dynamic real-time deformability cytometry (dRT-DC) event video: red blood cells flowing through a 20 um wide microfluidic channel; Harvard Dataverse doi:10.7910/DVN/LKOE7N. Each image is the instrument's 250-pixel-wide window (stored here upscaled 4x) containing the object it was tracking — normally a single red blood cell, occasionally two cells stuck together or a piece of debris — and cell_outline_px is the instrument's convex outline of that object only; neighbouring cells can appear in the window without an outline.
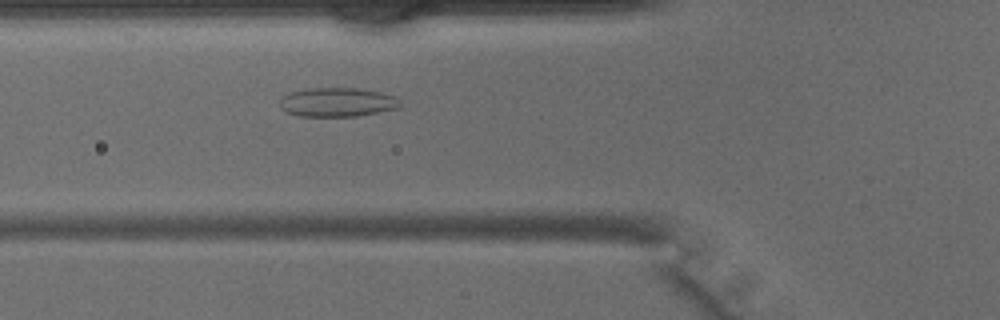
{"species": "common noctule bat (a hibernating species)", "species_latin": "Nyctalus noctula", "temperature_condition": "warm", "stored_images_in_passage": 32, "camera_frame_rate_fps": 3000, "um_per_image_px": 0.085, "animal": {"sex": "male", "body_mass_g": 15.6}, "frame": {"image": 1, "passage_image": 4, "time_ms": 1.0, "image_size_px": [1000, 320], "cell_outline_px": [[404, 104], [400, 108], [356, 116], [300, 116], [288, 112], [280, 108], [280, 100], [284, 96], [292, 92], [308, 88], [360, 88], [380, 92], [396, 96]], "centroid_in_image_um": [28.74, 8.68], "position_along_channel_um": 97.1, "area_um2": 20.46}}
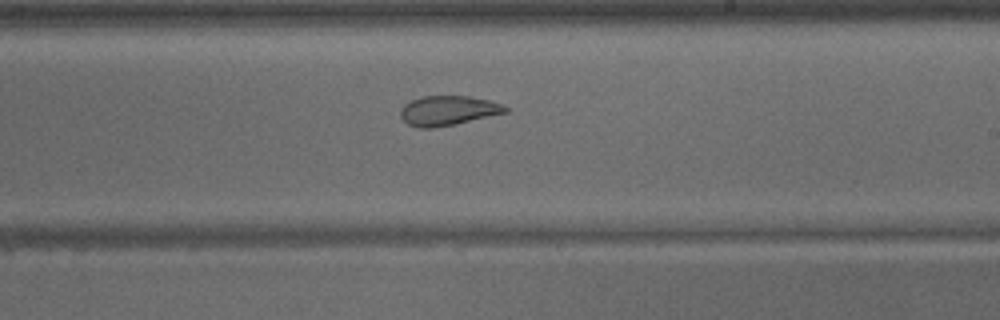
{"frame": {"image": 2, "passage_image": 14, "time_ms": 4.333, "image_size_px": [1000, 320], "cell_outline_px": [[508, 112], [456, 124], [432, 128], [416, 128], [408, 124], [400, 116], [400, 108], [404, 104], [420, 96], [468, 96], [488, 100], [504, 104], [508, 108]], "centroid_in_image_um": [38.07, 9.4], "position_along_channel_um": 250.9, "area_um2": 18.26}}
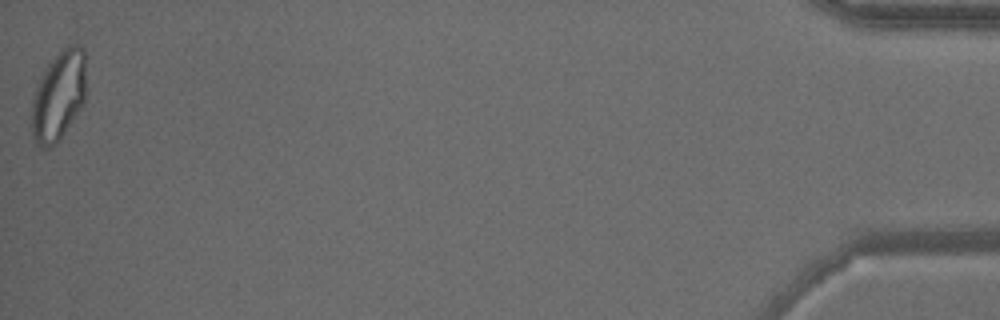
{"frame": {"image": 3, "passage_image": 32, "time_ms": 10.333, "image_size_px": [1000, 320], "cell_outline_px": [[84, 104], [60, 140], [56, 144], [48, 148], [40, 148], [32, 140], [28, 124], [32, 100], [36, 84], [44, 68], [60, 48], [68, 44], [80, 44], [84, 48]], "centroid_in_image_um": [4.91, 8.18], "position_along_channel_um": 430.3, "area_um2": 29.59}}